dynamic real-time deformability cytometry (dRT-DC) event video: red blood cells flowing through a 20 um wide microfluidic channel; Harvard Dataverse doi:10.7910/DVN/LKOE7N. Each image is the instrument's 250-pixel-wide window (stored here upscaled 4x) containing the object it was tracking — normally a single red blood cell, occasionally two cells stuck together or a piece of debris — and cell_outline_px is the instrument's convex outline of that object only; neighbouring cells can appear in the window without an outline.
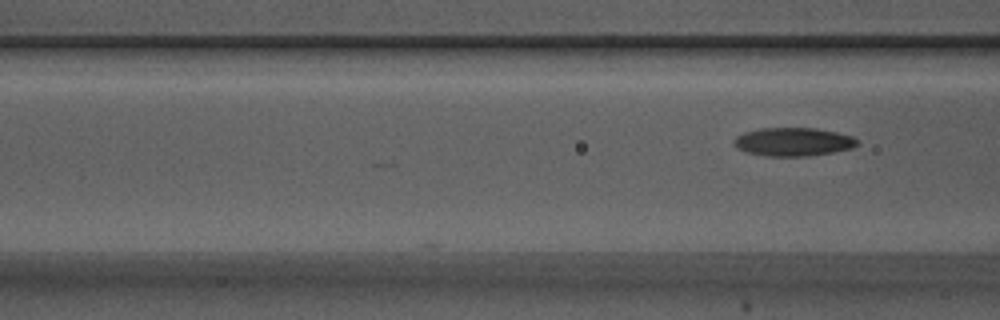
{"species": "Egyptian fruit bat (a non-hibernating species)", "species_latin": "Rousettus aegyptiacus", "temperature_condition": "warm", "stored_images_in_passage": 3, "camera_frame_rate_fps": 3000, "um_per_image_px": 0.085, "animal": {"sex": "male"}, "frame": {"image": 1, "passage_image": 3, "time_ms": 0.667, "image_size_px": [1000, 320], "cell_outline_px": [[860, 144], [852, 148], [832, 152], [808, 156], [768, 156], [748, 152], [736, 148], [732, 140], [736, 136], [744, 132], [760, 128], [816, 128], [836, 132], [852, 136], [860, 140]], "centroid_in_image_um": [67.44, 12.05], "position_along_channel_um": 99.2, "area_um2": 20.52}}